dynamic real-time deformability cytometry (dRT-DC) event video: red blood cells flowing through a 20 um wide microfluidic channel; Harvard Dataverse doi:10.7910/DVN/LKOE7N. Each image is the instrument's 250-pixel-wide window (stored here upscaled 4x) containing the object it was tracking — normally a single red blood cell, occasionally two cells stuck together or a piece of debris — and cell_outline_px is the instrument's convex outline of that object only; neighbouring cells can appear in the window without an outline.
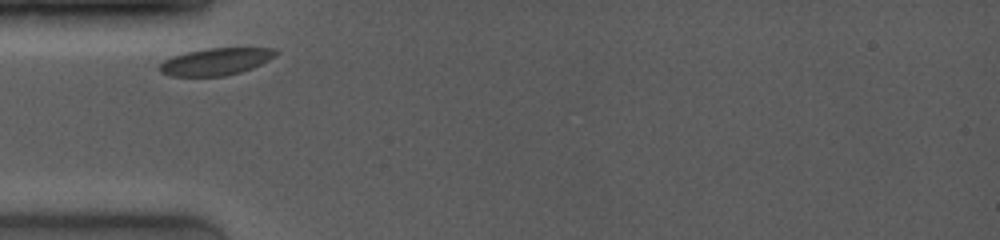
{"species": "common noctule bat (a hibernating species)", "species_latin": "Nyctalus noctula", "temperature_condition": "room temperature", "stored_images_in_passage": 3, "camera_frame_rate_fps": 4000, "um_per_image_px": 0.085, "animal": {"sex": "female", "body_mass_g": 19.0, "forearm_length_mm": 53.3}, "frame": {"image": 1, "passage_image": 1, "time_ms": 0.0, "image_size_px": [1000, 240], "cell_outline_px": [[280, 52], [276, 56], [252, 68], [240, 72], [224, 76], [172, 76], [160, 72], [156, 68], [164, 60], [172, 56], [188, 52], [208, 48], [276, 48]], "centroid_in_image_um": [18.35, 5.23], "position_along_channel_um": 66.7, "area_um2": 18.38}}